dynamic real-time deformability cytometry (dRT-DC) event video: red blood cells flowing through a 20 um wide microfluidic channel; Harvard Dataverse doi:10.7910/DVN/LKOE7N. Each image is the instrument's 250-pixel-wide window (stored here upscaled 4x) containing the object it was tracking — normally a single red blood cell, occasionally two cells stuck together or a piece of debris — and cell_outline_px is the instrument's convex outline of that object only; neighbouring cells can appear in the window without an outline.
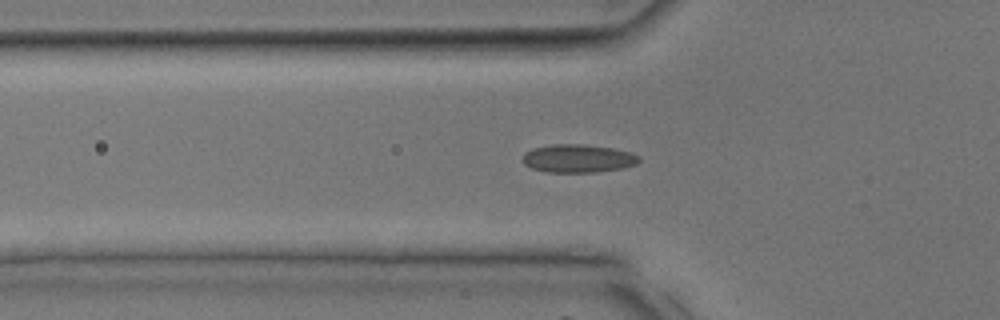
{"species": "common noctule bat (a hibernating species)", "species_latin": "Nyctalus noctula", "temperature_condition": "room temperature", "stored_images_in_passage": 33, "camera_frame_rate_fps": 3000, "um_per_image_px": 0.085, "animal": {"sex": "male", "body_mass_g": 17.9, "forearm_length_mm": 54.2}, "frame": {"image": 1, "passage_image": 12, "time_ms": 3.667, "image_size_px": [1000, 320], "cell_outline_px": [[640, 160], [636, 164], [620, 168], [596, 172], [548, 172], [532, 168], [524, 164], [520, 160], [524, 152], [532, 148], [552, 144], [584, 144], [612, 148], [632, 152], [640, 156]], "centroid_in_image_um": [49.1, 13.46], "position_along_channel_um": 76.7, "area_um2": 19.25}}
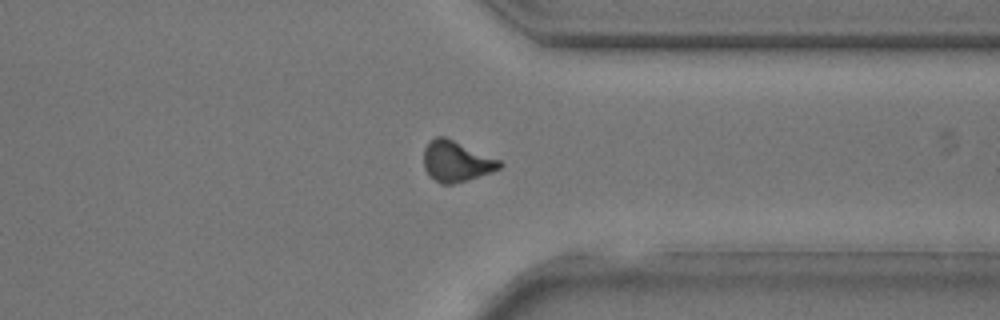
{"frame": {"image": 2, "passage_image": 28, "time_ms": 9.0, "image_size_px": [1000, 320], "cell_outline_px": [[504, 164], [500, 168], [492, 172], [468, 180], [452, 184], [440, 184], [424, 168], [424, 148], [436, 136], [444, 136], [500, 160]], "centroid_in_image_um": [38.81, 13.72], "position_along_channel_um": 372.6, "area_um2": 17.74}}
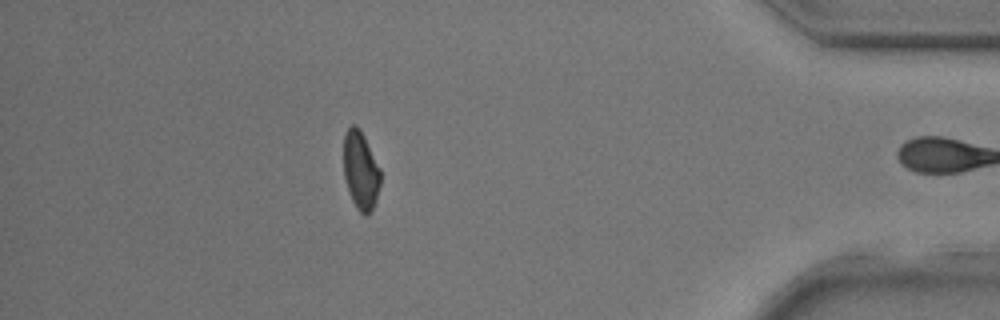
{"frame": {"image": 3, "passage_image": 32, "time_ms": 10.333, "image_size_px": [1000, 320], "cell_outline_px": [[380, 184], [376, 200], [372, 208], [364, 216], [356, 208], [352, 200], [344, 176], [344, 132], [352, 124], [356, 124], [360, 128], [380, 168]], "centroid_in_image_um": [30.65, 14.45], "position_along_channel_um": 404.6, "area_um2": 16.7}}